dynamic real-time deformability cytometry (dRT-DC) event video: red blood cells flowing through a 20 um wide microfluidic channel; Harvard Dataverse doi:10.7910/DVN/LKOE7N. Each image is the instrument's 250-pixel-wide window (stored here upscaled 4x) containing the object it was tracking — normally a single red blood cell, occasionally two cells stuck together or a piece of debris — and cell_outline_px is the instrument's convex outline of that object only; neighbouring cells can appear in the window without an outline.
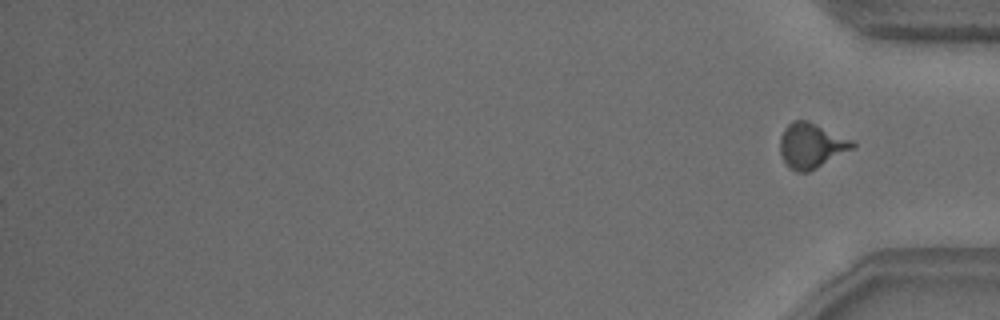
{"species": "common noctule bat (a hibernating species)", "species_latin": "Nyctalus noctula", "temperature_condition": "warm", "stored_images_in_passage": 42, "camera_frame_rate_fps": 3000, "um_per_image_px": 0.085, "animal": {"sex": "male", "body_mass_g": 18.8}, "frame": {"image": 1, "passage_image": 42, "time_ms": 13.667, "image_size_px": [1000, 320], "cell_outline_px": [[856, 148], [808, 172], [796, 172], [788, 168], [784, 164], [780, 152], [780, 136], [784, 128], [792, 120], [808, 120], [852, 140], [856, 144]], "centroid_in_image_um": [68.95, 12.38], "position_along_channel_um": 366.3, "area_um2": 19.31}, "authors_computed_cell_mechanics": {"area_um2": 20.3456, "velocity_mm_per_s": 3.7599, "shape_relaxation_time_tau1_ms": 4.0288, "shape_relaxation_time_tau2_ms": 2.8779, "deformation_change_tau1": 0.131, "deformation_change_tau2": 0.0714}}